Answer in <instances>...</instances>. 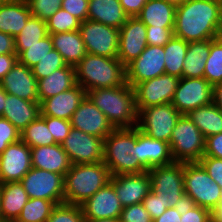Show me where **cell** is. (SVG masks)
Wrapping results in <instances>:
<instances>
[{
	"mask_svg": "<svg viewBox=\"0 0 222 222\" xmlns=\"http://www.w3.org/2000/svg\"><path fill=\"white\" fill-rule=\"evenodd\" d=\"M126 82L134 88L138 83L165 73L163 46L147 45L142 54L126 67Z\"/></svg>",
	"mask_w": 222,
	"mask_h": 222,
	"instance_id": "cell-15",
	"label": "cell"
},
{
	"mask_svg": "<svg viewBox=\"0 0 222 222\" xmlns=\"http://www.w3.org/2000/svg\"><path fill=\"white\" fill-rule=\"evenodd\" d=\"M16 54L15 37L0 32V55Z\"/></svg>",
	"mask_w": 222,
	"mask_h": 222,
	"instance_id": "cell-55",
	"label": "cell"
},
{
	"mask_svg": "<svg viewBox=\"0 0 222 222\" xmlns=\"http://www.w3.org/2000/svg\"><path fill=\"white\" fill-rule=\"evenodd\" d=\"M56 205L49 200L29 198L17 218L18 222H46Z\"/></svg>",
	"mask_w": 222,
	"mask_h": 222,
	"instance_id": "cell-37",
	"label": "cell"
},
{
	"mask_svg": "<svg viewBox=\"0 0 222 222\" xmlns=\"http://www.w3.org/2000/svg\"><path fill=\"white\" fill-rule=\"evenodd\" d=\"M86 95L87 92L79 84H76L67 91L43 100L40 103V116H50L70 121L73 113Z\"/></svg>",
	"mask_w": 222,
	"mask_h": 222,
	"instance_id": "cell-22",
	"label": "cell"
},
{
	"mask_svg": "<svg viewBox=\"0 0 222 222\" xmlns=\"http://www.w3.org/2000/svg\"><path fill=\"white\" fill-rule=\"evenodd\" d=\"M53 49L51 36L48 35L34 45H25V50L18 56V62L32 68Z\"/></svg>",
	"mask_w": 222,
	"mask_h": 222,
	"instance_id": "cell-39",
	"label": "cell"
},
{
	"mask_svg": "<svg viewBox=\"0 0 222 222\" xmlns=\"http://www.w3.org/2000/svg\"><path fill=\"white\" fill-rule=\"evenodd\" d=\"M72 164L102 162L104 157V139L71 128L61 143Z\"/></svg>",
	"mask_w": 222,
	"mask_h": 222,
	"instance_id": "cell-13",
	"label": "cell"
},
{
	"mask_svg": "<svg viewBox=\"0 0 222 222\" xmlns=\"http://www.w3.org/2000/svg\"><path fill=\"white\" fill-rule=\"evenodd\" d=\"M20 140V131L7 119L0 117V154L10 145Z\"/></svg>",
	"mask_w": 222,
	"mask_h": 222,
	"instance_id": "cell-47",
	"label": "cell"
},
{
	"mask_svg": "<svg viewBox=\"0 0 222 222\" xmlns=\"http://www.w3.org/2000/svg\"><path fill=\"white\" fill-rule=\"evenodd\" d=\"M20 139L30 148L57 144L41 116L20 132Z\"/></svg>",
	"mask_w": 222,
	"mask_h": 222,
	"instance_id": "cell-36",
	"label": "cell"
},
{
	"mask_svg": "<svg viewBox=\"0 0 222 222\" xmlns=\"http://www.w3.org/2000/svg\"><path fill=\"white\" fill-rule=\"evenodd\" d=\"M204 78L212 86L222 82V36L210 43V54L206 60Z\"/></svg>",
	"mask_w": 222,
	"mask_h": 222,
	"instance_id": "cell-38",
	"label": "cell"
},
{
	"mask_svg": "<svg viewBox=\"0 0 222 222\" xmlns=\"http://www.w3.org/2000/svg\"><path fill=\"white\" fill-rule=\"evenodd\" d=\"M181 115L172 103L143 108L138 112L137 128L148 137L169 143Z\"/></svg>",
	"mask_w": 222,
	"mask_h": 222,
	"instance_id": "cell-9",
	"label": "cell"
},
{
	"mask_svg": "<svg viewBox=\"0 0 222 222\" xmlns=\"http://www.w3.org/2000/svg\"><path fill=\"white\" fill-rule=\"evenodd\" d=\"M222 194V190H221ZM212 219L215 222H222V198H221V204L217 206L212 212H211Z\"/></svg>",
	"mask_w": 222,
	"mask_h": 222,
	"instance_id": "cell-58",
	"label": "cell"
},
{
	"mask_svg": "<svg viewBox=\"0 0 222 222\" xmlns=\"http://www.w3.org/2000/svg\"><path fill=\"white\" fill-rule=\"evenodd\" d=\"M87 96L106 116L114 129L137 127L135 92L127 82L118 87L87 91Z\"/></svg>",
	"mask_w": 222,
	"mask_h": 222,
	"instance_id": "cell-2",
	"label": "cell"
},
{
	"mask_svg": "<svg viewBox=\"0 0 222 222\" xmlns=\"http://www.w3.org/2000/svg\"><path fill=\"white\" fill-rule=\"evenodd\" d=\"M119 220L120 222H153L142 203L123 207Z\"/></svg>",
	"mask_w": 222,
	"mask_h": 222,
	"instance_id": "cell-46",
	"label": "cell"
},
{
	"mask_svg": "<svg viewBox=\"0 0 222 222\" xmlns=\"http://www.w3.org/2000/svg\"><path fill=\"white\" fill-rule=\"evenodd\" d=\"M213 103L222 111V82L213 86Z\"/></svg>",
	"mask_w": 222,
	"mask_h": 222,
	"instance_id": "cell-57",
	"label": "cell"
},
{
	"mask_svg": "<svg viewBox=\"0 0 222 222\" xmlns=\"http://www.w3.org/2000/svg\"><path fill=\"white\" fill-rule=\"evenodd\" d=\"M17 54H2L0 55V81L10 72L17 64Z\"/></svg>",
	"mask_w": 222,
	"mask_h": 222,
	"instance_id": "cell-54",
	"label": "cell"
},
{
	"mask_svg": "<svg viewBox=\"0 0 222 222\" xmlns=\"http://www.w3.org/2000/svg\"><path fill=\"white\" fill-rule=\"evenodd\" d=\"M142 204L146 211L150 214L152 220L159 217L167 208H169V204L165 203L160 198V194L154 193L152 190L144 198Z\"/></svg>",
	"mask_w": 222,
	"mask_h": 222,
	"instance_id": "cell-48",
	"label": "cell"
},
{
	"mask_svg": "<svg viewBox=\"0 0 222 222\" xmlns=\"http://www.w3.org/2000/svg\"><path fill=\"white\" fill-rule=\"evenodd\" d=\"M213 102V86L205 78H180L171 101L182 115Z\"/></svg>",
	"mask_w": 222,
	"mask_h": 222,
	"instance_id": "cell-12",
	"label": "cell"
},
{
	"mask_svg": "<svg viewBox=\"0 0 222 222\" xmlns=\"http://www.w3.org/2000/svg\"><path fill=\"white\" fill-rule=\"evenodd\" d=\"M76 84L75 67L66 65L46 78L37 80L38 102L67 91Z\"/></svg>",
	"mask_w": 222,
	"mask_h": 222,
	"instance_id": "cell-30",
	"label": "cell"
},
{
	"mask_svg": "<svg viewBox=\"0 0 222 222\" xmlns=\"http://www.w3.org/2000/svg\"><path fill=\"white\" fill-rule=\"evenodd\" d=\"M174 36L186 42L222 36L221 0H185L176 6Z\"/></svg>",
	"mask_w": 222,
	"mask_h": 222,
	"instance_id": "cell-1",
	"label": "cell"
},
{
	"mask_svg": "<svg viewBox=\"0 0 222 222\" xmlns=\"http://www.w3.org/2000/svg\"><path fill=\"white\" fill-rule=\"evenodd\" d=\"M147 46L146 25L138 17H129L119 29L118 59L126 67Z\"/></svg>",
	"mask_w": 222,
	"mask_h": 222,
	"instance_id": "cell-16",
	"label": "cell"
},
{
	"mask_svg": "<svg viewBox=\"0 0 222 222\" xmlns=\"http://www.w3.org/2000/svg\"><path fill=\"white\" fill-rule=\"evenodd\" d=\"M31 16L47 20L61 8L62 0H26Z\"/></svg>",
	"mask_w": 222,
	"mask_h": 222,
	"instance_id": "cell-43",
	"label": "cell"
},
{
	"mask_svg": "<svg viewBox=\"0 0 222 222\" xmlns=\"http://www.w3.org/2000/svg\"><path fill=\"white\" fill-rule=\"evenodd\" d=\"M173 29L146 26L147 45L164 46L174 36Z\"/></svg>",
	"mask_w": 222,
	"mask_h": 222,
	"instance_id": "cell-49",
	"label": "cell"
},
{
	"mask_svg": "<svg viewBox=\"0 0 222 222\" xmlns=\"http://www.w3.org/2000/svg\"><path fill=\"white\" fill-rule=\"evenodd\" d=\"M137 157L147 169L174 162L169 143L148 137L139 129Z\"/></svg>",
	"mask_w": 222,
	"mask_h": 222,
	"instance_id": "cell-24",
	"label": "cell"
},
{
	"mask_svg": "<svg viewBox=\"0 0 222 222\" xmlns=\"http://www.w3.org/2000/svg\"><path fill=\"white\" fill-rule=\"evenodd\" d=\"M46 222H85L80 205L62 203L56 205Z\"/></svg>",
	"mask_w": 222,
	"mask_h": 222,
	"instance_id": "cell-42",
	"label": "cell"
},
{
	"mask_svg": "<svg viewBox=\"0 0 222 222\" xmlns=\"http://www.w3.org/2000/svg\"><path fill=\"white\" fill-rule=\"evenodd\" d=\"M163 47L165 52V73L182 78L188 42L173 36Z\"/></svg>",
	"mask_w": 222,
	"mask_h": 222,
	"instance_id": "cell-34",
	"label": "cell"
},
{
	"mask_svg": "<svg viewBox=\"0 0 222 222\" xmlns=\"http://www.w3.org/2000/svg\"><path fill=\"white\" fill-rule=\"evenodd\" d=\"M110 183L123 207L140 204L151 191L148 171L137 174H123L111 177Z\"/></svg>",
	"mask_w": 222,
	"mask_h": 222,
	"instance_id": "cell-19",
	"label": "cell"
},
{
	"mask_svg": "<svg viewBox=\"0 0 222 222\" xmlns=\"http://www.w3.org/2000/svg\"><path fill=\"white\" fill-rule=\"evenodd\" d=\"M31 16L26 0L0 2V32L17 36Z\"/></svg>",
	"mask_w": 222,
	"mask_h": 222,
	"instance_id": "cell-26",
	"label": "cell"
},
{
	"mask_svg": "<svg viewBox=\"0 0 222 222\" xmlns=\"http://www.w3.org/2000/svg\"><path fill=\"white\" fill-rule=\"evenodd\" d=\"M153 222H181V207H169Z\"/></svg>",
	"mask_w": 222,
	"mask_h": 222,
	"instance_id": "cell-56",
	"label": "cell"
},
{
	"mask_svg": "<svg viewBox=\"0 0 222 222\" xmlns=\"http://www.w3.org/2000/svg\"><path fill=\"white\" fill-rule=\"evenodd\" d=\"M80 23L76 17L62 8H59L54 15L46 20L49 35L79 30Z\"/></svg>",
	"mask_w": 222,
	"mask_h": 222,
	"instance_id": "cell-40",
	"label": "cell"
},
{
	"mask_svg": "<svg viewBox=\"0 0 222 222\" xmlns=\"http://www.w3.org/2000/svg\"><path fill=\"white\" fill-rule=\"evenodd\" d=\"M28 200L20 181L0 183V219L17 220Z\"/></svg>",
	"mask_w": 222,
	"mask_h": 222,
	"instance_id": "cell-27",
	"label": "cell"
},
{
	"mask_svg": "<svg viewBox=\"0 0 222 222\" xmlns=\"http://www.w3.org/2000/svg\"><path fill=\"white\" fill-rule=\"evenodd\" d=\"M29 198H41L55 205L64 203V176L31 168L20 181Z\"/></svg>",
	"mask_w": 222,
	"mask_h": 222,
	"instance_id": "cell-11",
	"label": "cell"
},
{
	"mask_svg": "<svg viewBox=\"0 0 222 222\" xmlns=\"http://www.w3.org/2000/svg\"><path fill=\"white\" fill-rule=\"evenodd\" d=\"M151 190L169 207H182L187 201L184 192V163L173 162L168 165L148 169Z\"/></svg>",
	"mask_w": 222,
	"mask_h": 222,
	"instance_id": "cell-8",
	"label": "cell"
},
{
	"mask_svg": "<svg viewBox=\"0 0 222 222\" xmlns=\"http://www.w3.org/2000/svg\"><path fill=\"white\" fill-rule=\"evenodd\" d=\"M203 156L222 159V132L206 137Z\"/></svg>",
	"mask_w": 222,
	"mask_h": 222,
	"instance_id": "cell-52",
	"label": "cell"
},
{
	"mask_svg": "<svg viewBox=\"0 0 222 222\" xmlns=\"http://www.w3.org/2000/svg\"><path fill=\"white\" fill-rule=\"evenodd\" d=\"M211 219V211L206 208L188 202L181 207V222H208Z\"/></svg>",
	"mask_w": 222,
	"mask_h": 222,
	"instance_id": "cell-44",
	"label": "cell"
},
{
	"mask_svg": "<svg viewBox=\"0 0 222 222\" xmlns=\"http://www.w3.org/2000/svg\"><path fill=\"white\" fill-rule=\"evenodd\" d=\"M199 163L207 171L208 175L222 188V159L203 156Z\"/></svg>",
	"mask_w": 222,
	"mask_h": 222,
	"instance_id": "cell-51",
	"label": "cell"
},
{
	"mask_svg": "<svg viewBox=\"0 0 222 222\" xmlns=\"http://www.w3.org/2000/svg\"><path fill=\"white\" fill-rule=\"evenodd\" d=\"M80 207L85 219H119L123 210V206L110 182L85 200Z\"/></svg>",
	"mask_w": 222,
	"mask_h": 222,
	"instance_id": "cell-20",
	"label": "cell"
},
{
	"mask_svg": "<svg viewBox=\"0 0 222 222\" xmlns=\"http://www.w3.org/2000/svg\"><path fill=\"white\" fill-rule=\"evenodd\" d=\"M6 96V91L0 86V117H2L4 112Z\"/></svg>",
	"mask_w": 222,
	"mask_h": 222,
	"instance_id": "cell-59",
	"label": "cell"
},
{
	"mask_svg": "<svg viewBox=\"0 0 222 222\" xmlns=\"http://www.w3.org/2000/svg\"><path fill=\"white\" fill-rule=\"evenodd\" d=\"M31 168L30 147L20 139L0 154V183L21 181Z\"/></svg>",
	"mask_w": 222,
	"mask_h": 222,
	"instance_id": "cell-17",
	"label": "cell"
},
{
	"mask_svg": "<svg viewBox=\"0 0 222 222\" xmlns=\"http://www.w3.org/2000/svg\"><path fill=\"white\" fill-rule=\"evenodd\" d=\"M180 78L162 74L153 79L138 83L134 87L136 108H143L171 103Z\"/></svg>",
	"mask_w": 222,
	"mask_h": 222,
	"instance_id": "cell-14",
	"label": "cell"
},
{
	"mask_svg": "<svg viewBox=\"0 0 222 222\" xmlns=\"http://www.w3.org/2000/svg\"><path fill=\"white\" fill-rule=\"evenodd\" d=\"M48 127V130L53 135L55 142L61 144L63 140L68 136L71 127L69 120L54 118L50 116H41Z\"/></svg>",
	"mask_w": 222,
	"mask_h": 222,
	"instance_id": "cell-45",
	"label": "cell"
},
{
	"mask_svg": "<svg viewBox=\"0 0 222 222\" xmlns=\"http://www.w3.org/2000/svg\"><path fill=\"white\" fill-rule=\"evenodd\" d=\"M176 6L166 0H148L137 16L146 26L174 28Z\"/></svg>",
	"mask_w": 222,
	"mask_h": 222,
	"instance_id": "cell-31",
	"label": "cell"
},
{
	"mask_svg": "<svg viewBox=\"0 0 222 222\" xmlns=\"http://www.w3.org/2000/svg\"><path fill=\"white\" fill-rule=\"evenodd\" d=\"M67 64L65 63L63 57L58 53L57 50L53 49L49 52L38 64L32 67L33 75L37 80L46 78L54 71L65 67Z\"/></svg>",
	"mask_w": 222,
	"mask_h": 222,
	"instance_id": "cell-41",
	"label": "cell"
},
{
	"mask_svg": "<svg viewBox=\"0 0 222 222\" xmlns=\"http://www.w3.org/2000/svg\"><path fill=\"white\" fill-rule=\"evenodd\" d=\"M213 40L188 42L182 78H204L206 60L210 54V43Z\"/></svg>",
	"mask_w": 222,
	"mask_h": 222,
	"instance_id": "cell-32",
	"label": "cell"
},
{
	"mask_svg": "<svg viewBox=\"0 0 222 222\" xmlns=\"http://www.w3.org/2000/svg\"><path fill=\"white\" fill-rule=\"evenodd\" d=\"M33 168L63 175L70 170L72 163L61 144L30 148Z\"/></svg>",
	"mask_w": 222,
	"mask_h": 222,
	"instance_id": "cell-23",
	"label": "cell"
},
{
	"mask_svg": "<svg viewBox=\"0 0 222 222\" xmlns=\"http://www.w3.org/2000/svg\"><path fill=\"white\" fill-rule=\"evenodd\" d=\"M166 1L177 6V5L182 4L185 0H166Z\"/></svg>",
	"mask_w": 222,
	"mask_h": 222,
	"instance_id": "cell-61",
	"label": "cell"
},
{
	"mask_svg": "<svg viewBox=\"0 0 222 222\" xmlns=\"http://www.w3.org/2000/svg\"><path fill=\"white\" fill-rule=\"evenodd\" d=\"M109 168L102 162L72 164L64 177V203L81 205L111 180Z\"/></svg>",
	"mask_w": 222,
	"mask_h": 222,
	"instance_id": "cell-5",
	"label": "cell"
},
{
	"mask_svg": "<svg viewBox=\"0 0 222 222\" xmlns=\"http://www.w3.org/2000/svg\"><path fill=\"white\" fill-rule=\"evenodd\" d=\"M129 17H137L148 0H119Z\"/></svg>",
	"mask_w": 222,
	"mask_h": 222,
	"instance_id": "cell-53",
	"label": "cell"
},
{
	"mask_svg": "<svg viewBox=\"0 0 222 222\" xmlns=\"http://www.w3.org/2000/svg\"><path fill=\"white\" fill-rule=\"evenodd\" d=\"M128 18L119 0H89V20L120 29Z\"/></svg>",
	"mask_w": 222,
	"mask_h": 222,
	"instance_id": "cell-28",
	"label": "cell"
},
{
	"mask_svg": "<svg viewBox=\"0 0 222 222\" xmlns=\"http://www.w3.org/2000/svg\"><path fill=\"white\" fill-rule=\"evenodd\" d=\"M187 116L205 138L222 132V111L213 102L191 110Z\"/></svg>",
	"mask_w": 222,
	"mask_h": 222,
	"instance_id": "cell-33",
	"label": "cell"
},
{
	"mask_svg": "<svg viewBox=\"0 0 222 222\" xmlns=\"http://www.w3.org/2000/svg\"><path fill=\"white\" fill-rule=\"evenodd\" d=\"M71 127L105 139L114 127L86 95L71 117Z\"/></svg>",
	"mask_w": 222,
	"mask_h": 222,
	"instance_id": "cell-18",
	"label": "cell"
},
{
	"mask_svg": "<svg viewBox=\"0 0 222 222\" xmlns=\"http://www.w3.org/2000/svg\"><path fill=\"white\" fill-rule=\"evenodd\" d=\"M79 31L87 53L118 58L119 29L87 19L80 23Z\"/></svg>",
	"mask_w": 222,
	"mask_h": 222,
	"instance_id": "cell-10",
	"label": "cell"
},
{
	"mask_svg": "<svg viewBox=\"0 0 222 222\" xmlns=\"http://www.w3.org/2000/svg\"><path fill=\"white\" fill-rule=\"evenodd\" d=\"M138 128L114 129L104 139L103 163L112 176L148 171L138 160Z\"/></svg>",
	"mask_w": 222,
	"mask_h": 222,
	"instance_id": "cell-3",
	"label": "cell"
},
{
	"mask_svg": "<svg viewBox=\"0 0 222 222\" xmlns=\"http://www.w3.org/2000/svg\"><path fill=\"white\" fill-rule=\"evenodd\" d=\"M221 190L199 162L184 163V192L188 203L212 212L221 204Z\"/></svg>",
	"mask_w": 222,
	"mask_h": 222,
	"instance_id": "cell-6",
	"label": "cell"
},
{
	"mask_svg": "<svg viewBox=\"0 0 222 222\" xmlns=\"http://www.w3.org/2000/svg\"><path fill=\"white\" fill-rule=\"evenodd\" d=\"M89 0H62L61 8L80 22L87 20Z\"/></svg>",
	"mask_w": 222,
	"mask_h": 222,
	"instance_id": "cell-50",
	"label": "cell"
},
{
	"mask_svg": "<svg viewBox=\"0 0 222 222\" xmlns=\"http://www.w3.org/2000/svg\"><path fill=\"white\" fill-rule=\"evenodd\" d=\"M76 83L86 92L126 83V69L118 58L87 53L75 66Z\"/></svg>",
	"mask_w": 222,
	"mask_h": 222,
	"instance_id": "cell-4",
	"label": "cell"
},
{
	"mask_svg": "<svg viewBox=\"0 0 222 222\" xmlns=\"http://www.w3.org/2000/svg\"><path fill=\"white\" fill-rule=\"evenodd\" d=\"M2 118L7 119L20 132L40 115V103L31 102L12 94H7Z\"/></svg>",
	"mask_w": 222,
	"mask_h": 222,
	"instance_id": "cell-25",
	"label": "cell"
},
{
	"mask_svg": "<svg viewBox=\"0 0 222 222\" xmlns=\"http://www.w3.org/2000/svg\"><path fill=\"white\" fill-rule=\"evenodd\" d=\"M0 86L7 94H12L31 102H38L37 79L33 75L32 68L19 62L0 81Z\"/></svg>",
	"mask_w": 222,
	"mask_h": 222,
	"instance_id": "cell-21",
	"label": "cell"
},
{
	"mask_svg": "<svg viewBox=\"0 0 222 222\" xmlns=\"http://www.w3.org/2000/svg\"><path fill=\"white\" fill-rule=\"evenodd\" d=\"M205 136L187 115H181L169 142L174 162H199L205 152Z\"/></svg>",
	"mask_w": 222,
	"mask_h": 222,
	"instance_id": "cell-7",
	"label": "cell"
},
{
	"mask_svg": "<svg viewBox=\"0 0 222 222\" xmlns=\"http://www.w3.org/2000/svg\"><path fill=\"white\" fill-rule=\"evenodd\" d=\"M85 222H120L119 219L105 218V219H85Z\"/></svg>",
	"mask_w": 222,
	"mask_h": 222,
	"instance_id": "cell-60",
	"label": "cell"
},
{
	"mask_svg": "<svg viewBox=\"0 0 222 222\" xmlns=\"http://www.w3.org/2000/svg\"><path fill=\"white\" fill-rule=\"evenodd\" d=\"M55 50L67 65L75 67L87 54L85 43L79 30L50 34Z\"/></svg>",
	"mask_w": 222,
	"mask_h": 222,
	"instance_id": "cell-29",
	"label": "cell"
},
{
	"mask_svg": "<svg viewBox=\"0 0 222 222\" xmlns=\"http://www.w3.org/2000/svg\"><path fill=\"white\" fill-rule=\"evenodd\" d=\"M48 35L46 21L30 16L26 25L15 36L16 54L19 56L25 50V45H34Z\"/></svg>",
	"mask_w": 222,
	"mask_h": 222,
	"instance_id": "cell-35",
	"label": "cell"
}]
</instances>
